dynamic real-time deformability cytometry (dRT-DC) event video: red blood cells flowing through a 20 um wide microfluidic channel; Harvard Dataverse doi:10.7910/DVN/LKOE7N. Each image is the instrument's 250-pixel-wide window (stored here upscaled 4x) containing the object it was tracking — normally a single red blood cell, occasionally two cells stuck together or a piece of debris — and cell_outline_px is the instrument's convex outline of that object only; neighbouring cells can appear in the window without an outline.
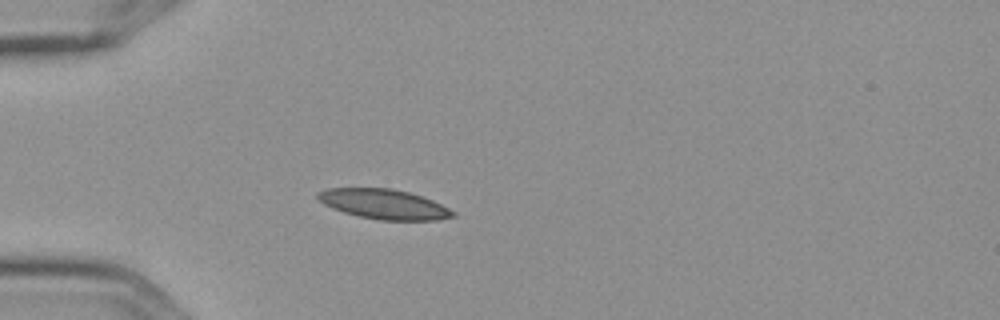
{"species": "Egyptian fruit bat (a non-hibernating species)", "species_latin": "Rousettus aegyptiacus", "temperature_condition": "cold", "stored_images_in_passage": 5, "camera_frame_rate_fps": 3000, "um_per_image_px": 0.085, "frame": {"image": 1, "passage_image": 4, "time_ms": 1.0, "image_size_px": [1000, 320], "cell_outline_px": [[456, 216], [440, 220], [380, 220], [360, 216], [344, 212], [332, 208], [324, 204], [316, 196], [316, 192], [328, 188], [392, 188], [408, 192], [432, 200], [456, 212]], "centroid_in_image_um": [32.64, 17.35], "position_along_channel_um": 52.4, "area_um2": 23.41}}